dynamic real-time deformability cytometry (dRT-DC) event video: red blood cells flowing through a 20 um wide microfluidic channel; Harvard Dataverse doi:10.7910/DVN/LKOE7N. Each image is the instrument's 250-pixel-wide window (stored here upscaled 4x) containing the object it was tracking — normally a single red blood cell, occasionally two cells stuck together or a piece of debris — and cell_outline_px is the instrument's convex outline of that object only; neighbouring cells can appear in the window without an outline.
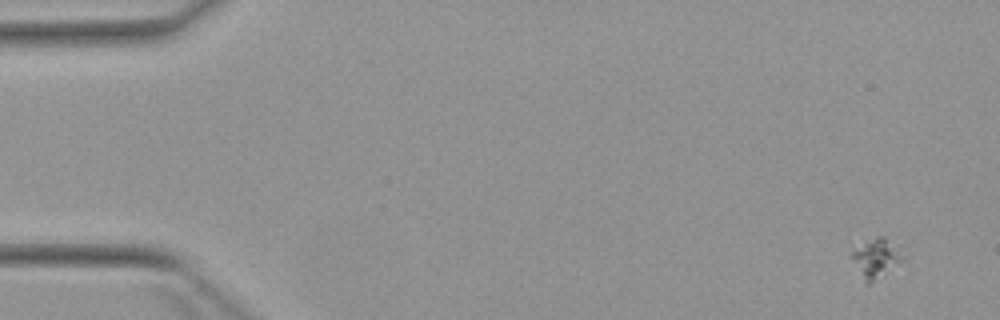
{"species": "Egyptian fruit bat (a non-hibernating species)", "species_latin": "Rousettus aegyptiacus", "temperature_condition": "warm", "stored_images_in_passage": 6, "camera_frame_rate_fps": 3000, "um_per_image_px": 0.085, "animal": {"sex": "female"}, "frame": {"image": 1, "passage_image": 1, "time_ms": 0.0, "image_size_px": [1000, 320], "cell_outline_px": [[904, 260], [884, 276], [868, 284], [864, 280], [852, 256], [852, 252], [876, 236], [884, 236], [904, 256]], "centroid_in_image_um": [74.53, 21.98], "position_along_channel_um": 10.5, "area_um2": 10.98}}